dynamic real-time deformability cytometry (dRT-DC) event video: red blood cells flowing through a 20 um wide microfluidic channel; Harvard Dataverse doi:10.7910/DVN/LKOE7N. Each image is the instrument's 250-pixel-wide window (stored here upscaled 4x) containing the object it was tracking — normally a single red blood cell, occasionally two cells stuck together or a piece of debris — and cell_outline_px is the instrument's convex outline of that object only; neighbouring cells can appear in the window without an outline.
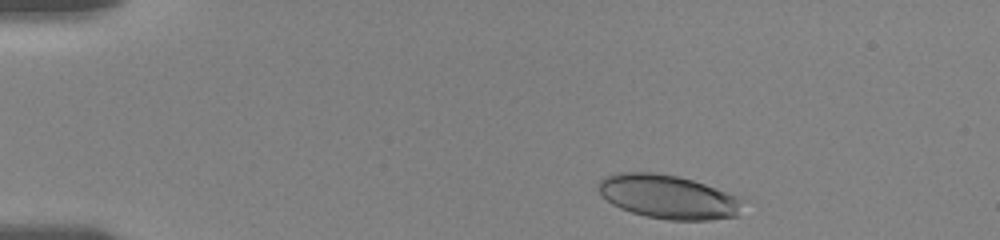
{"species": "human", "species_latin": "Homo sapiens", "temperature_condition": "room temperature", "stored_images_in_passage": 17, "camera_frame_rate_fps": 3000, "um_per_image_px": 0.085, "donor": {"sex": "female"}, "frame": {"image": 1, "passage_image": 2, "time_ms": 0.333, "image_size_px": [1000, 240], "cell_outline_px": [[748, 200], [740, 216], [708, 220], [668, 220], [644, 216], [620, 208], [612, 204], [596, 188], [600, 180], [604, 176], [620, 172], [656, 172], [676, 176], [692, 180], [704, 184]], "centroid_in_image_um": [56.86, 16.74], "position_along_channel_um": 28.1, "area_um2": 37.28}}
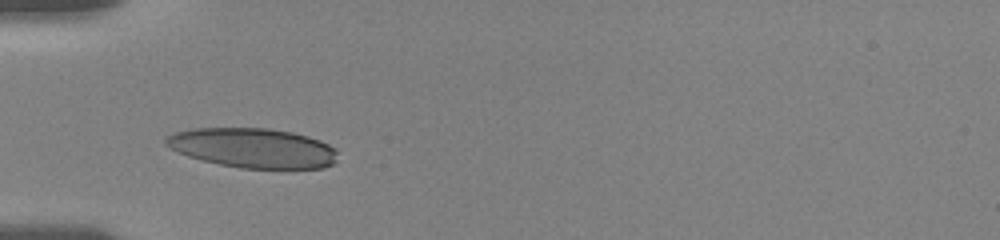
{"frame": {"image": 2, "passage_image": 14, "time_ms": 3.333, "image_size_px": [1000, 240], "cell_outline_px": [[336, 160], [332, 164], [324, 168], [240, 168], [220, 164], [188, 156], [168, 148], [164, 144], [164, 140], [168, 136], [176, 132], [192, 128], [268, 128], [292, 132], [308, 136], [320, 140], [328, 144], [336, 152]], "centroid_in_image_um": [21.47, 12.57], "position_along_channel_um": 63.5, "area_um2": 39.59}}
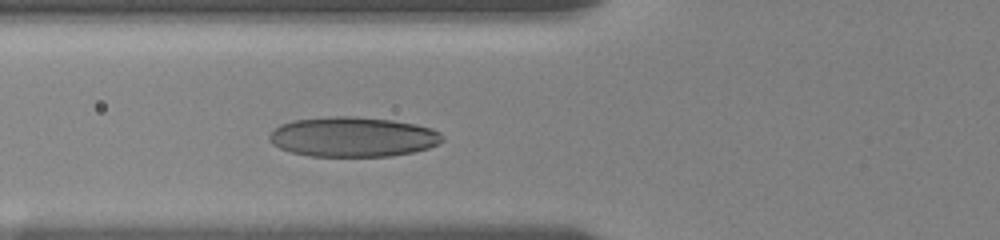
{"frame": {"image": 3, "passage_image": 17, "time_ms": 4.333, "image_size_px": [1000, 240], "cell_outline_px": [[444, 140], [428, 148], [412, 152], [392, 156], [308, 156], [292, 152], [280, 148], [272, 144], [268, 140], [268, 136], [280, 124], [292, 120], [332, 116], [352, 116], [392, 120], [416, 124], [432, 128], [440, 132], [444, 136]], "centroid_in_image_um": [29.99, 11.63], "position_along_channel_um": 95.8, "area_um2": 40.34}}